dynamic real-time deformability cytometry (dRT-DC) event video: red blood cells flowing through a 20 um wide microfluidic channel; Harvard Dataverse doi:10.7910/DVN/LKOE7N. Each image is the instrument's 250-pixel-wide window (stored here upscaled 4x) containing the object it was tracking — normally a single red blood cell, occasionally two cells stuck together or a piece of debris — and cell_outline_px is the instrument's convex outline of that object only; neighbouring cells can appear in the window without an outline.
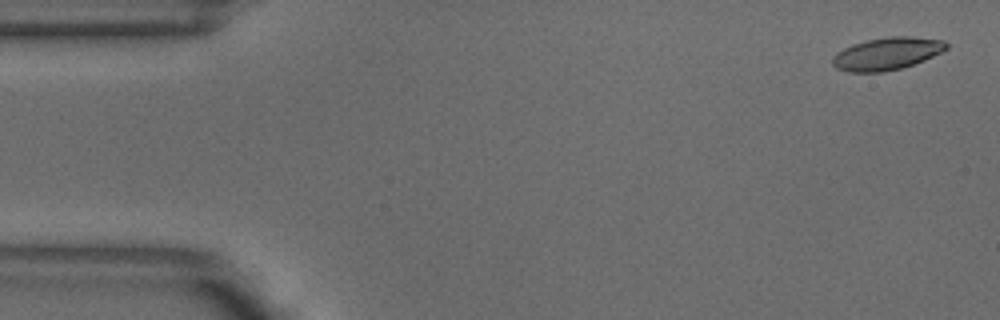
{"species": "common noctule bat (a hibernating species)", "species_latin": "Nyctalus noctula", "temperature_condition": "warm", "stored_images_in_passage": 50, "camera_frame_rate_fps": 3000, "um_per_image_px": 0.085, "animal": {"sex": "male", "body_mass_g": 18.8}, "frame": {"image": 1, "passage_image": 2, "time_ms": 0.333, "image_size_px": [1000, 320], "cell_outline_px": [[948, 48], [924, 60], [900, 68], [884, 72], [848, 72], [836, 68], [832, 64], [832, 56], [836, 52], [852, 44], [868, 40], [888, 36], [912, 36], [944, 40], [948, 44]], "centroid_in_image_um": [75.36, 4.55], "position_along_channel_um": 9.6, "area_um2": 21.56}}
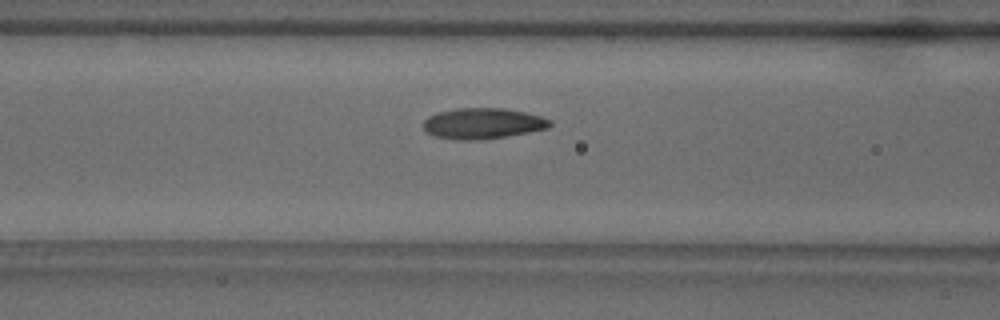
{"frame": {"image": 2, "passage_image": 20, "time_ms": 6.333, "image_size_px": [1000, 320], "cell_outline_px": [[552, 124], [548, 128], [528, 132], [480, 140], [456, 140], [432, 136], [424, 132], [424, 120], [428, 116], [436, 112], [456, 108], [504, 108], [524, 112], [540, 116], [552, 120]], "centroid_in_image_um": [40.98, 10.49], "position_along_channel_um": 125.6, "area_um2": 22.89}}
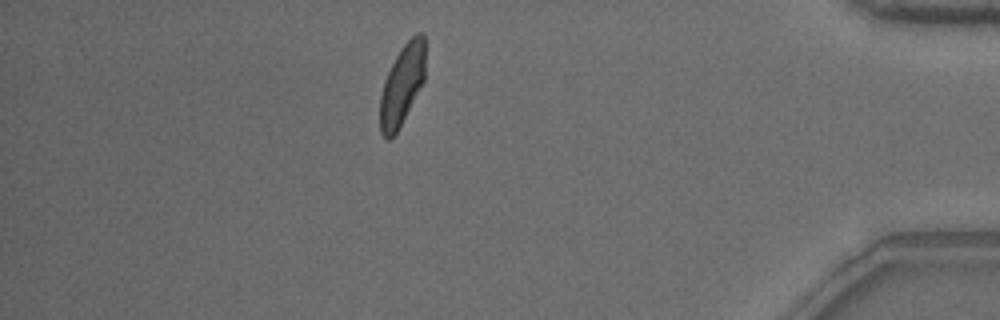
{"frame": {"image": 3, "passage_image": 45, "time_ms": 14.667, "image_size_px": [1000, 320], "cell_outline_px": [[424, 80], [396, 132], [388, 140], [380, 132], [380, 96], [384, 80], [400, 48], [416, 32], [424, 32]], "centroid_in_image_um": [34.16, 7.17], "position_along_channel_um": 401.0, "area_um2": 20.75}, "authors_computed_cell_mechanics": {"area_um2": 22.0218, "velocity_mm_per_s": 3.8569, "shape_relaxation_time_tau1_ms": 5.5526, "shape_relaxation_time_tau2_ms": 1.7746, "deformation_change_tau1": 0.1735, "deformation_change_tau2": 0.0777}}